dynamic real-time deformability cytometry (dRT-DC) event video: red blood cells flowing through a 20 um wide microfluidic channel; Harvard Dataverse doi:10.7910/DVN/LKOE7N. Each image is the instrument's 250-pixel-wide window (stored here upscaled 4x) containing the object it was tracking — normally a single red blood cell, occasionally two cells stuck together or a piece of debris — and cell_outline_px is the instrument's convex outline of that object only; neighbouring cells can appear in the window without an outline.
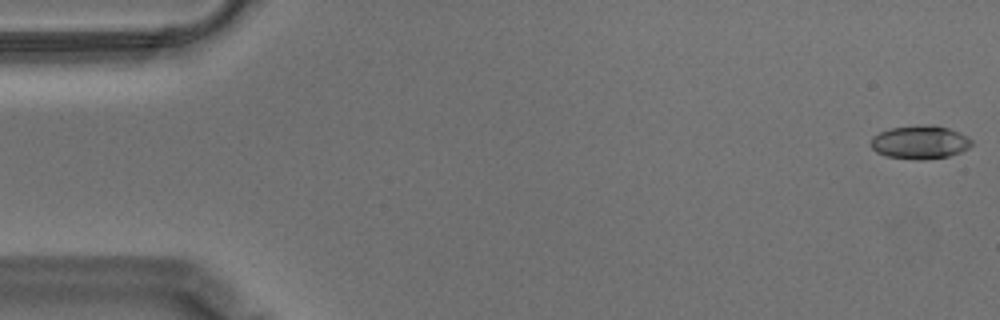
{"species": "Egyptian fruit bat (a non-hibernating species)", "species_latin": "Rousettus aegyptiacus", "temperature_condition": "warm", "stored_images_in_passage": 57, "camera_frame_rate_fps": 3000, "um_per_image_px": 0.085, "animal": {"sex": "male"}, "frame": {"image": 1, "passage_image": 1, "time_ms": 0.0, "image_size_px": [1000, 320], "cell_outline_px": [[972, 144], [968, 148], [960, 152], [948, 156], [924, 160], [916, 160], [888, 156], [876, 152], [872, 148], [872, 136], [888, 128], [932, 124], [948, 128], [960, 132], [968, 136], [972, 140]], "centroid_in_image_um": [78.22, 12.08], "position_along_channel_um": 6.8, "area_um2": 19.65}}
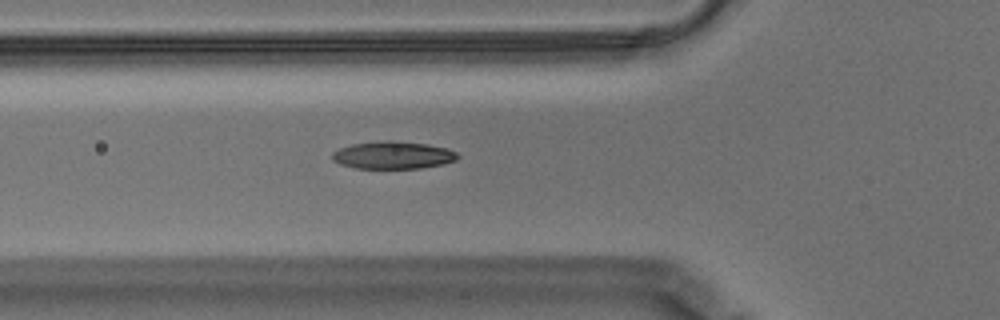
{"frame": {"image": 2, "passage_image": 20, "time_ms": 6.333, "image_size_px": [1000, 320], "cell_outline_px": [[460, 156], [456, 160], [444, 164], [420, 168], [356, 168], [340, 164], [332, 160], [332, 152], [340, 148], [352, 144], [380, 140], [392, 140], [428, 144], [448, 148], [456, 152]], "centroid_in_image_um": [33.42, 13.18], "position_along_channel_um": 92.4, "area_um2": 20.29}}
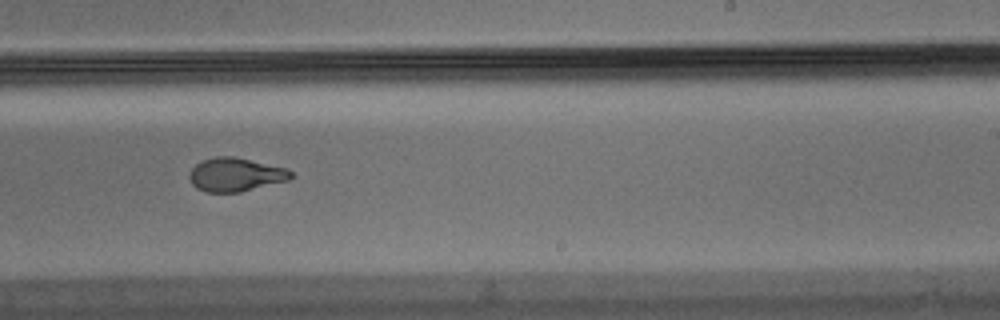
{"frame": {"image": 3, "passage_image": 35, "time_ms": 11.333, "image_size_px": [1000, 320], "cell_outline_px": [[292, 176], [288, 180], [240, 192], [204, 192], [196, 188], [192, 184], [188, 176], [192, 168], [200, 160], [216, 156], [232, 156], [288, 168], [292, 172]], "centroid_in_image_um": [19.99, 14.84], "position_along_channel_um": 269.0, "area_um2": 19.94}, "authors_computed_cell_mechanics": {"area_um2": 19.9988, "velocity_mm_per_s": 3.5201, "shape_relaxation_time_tau1_ms": 9.0281, "shape_relaxation_time_tau2_ms": 1.4303, "deformation_change_tau1": 0.2702, "deformation_change_tau2": 0.071}}